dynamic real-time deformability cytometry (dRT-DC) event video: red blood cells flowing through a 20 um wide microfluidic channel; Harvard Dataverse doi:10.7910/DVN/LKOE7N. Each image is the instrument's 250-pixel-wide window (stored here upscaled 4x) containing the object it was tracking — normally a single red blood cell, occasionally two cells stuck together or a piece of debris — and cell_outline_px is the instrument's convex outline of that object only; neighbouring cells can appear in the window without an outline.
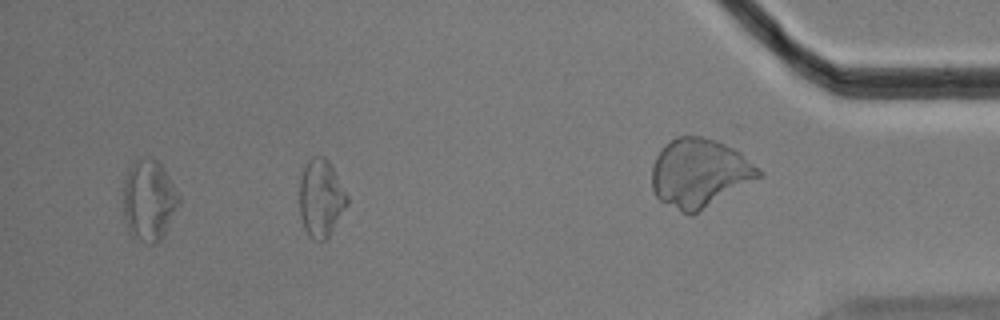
{"species": "Egyptian fruit bat (a non-hibernating species)", "species_latin": "Rousettus aegyptiacus", "temperature_condition": "cold", "stored_images_in_passage": 30, "camera_frame_rate_fps": 3000, "um_per_image_px": 0.085, "animal": {"sex": "male"}, "frame": {"image": 1, "passage_image": 27, "time_ms": 8.667, "image_size_px": [1000, 320], "cell_outline_px": [[348, 204], [328, 236], [324, 240], [316, 240], [308, 236], [304, 228], [300, 216], [300, 172], [304, 164], [312, 156], [324, 156], [328, 160], [348, 196]], "centroid_in_image_um": [27.25, 16.81], "position_along_channel_um": 407.9, "area_um2": 21.5}}